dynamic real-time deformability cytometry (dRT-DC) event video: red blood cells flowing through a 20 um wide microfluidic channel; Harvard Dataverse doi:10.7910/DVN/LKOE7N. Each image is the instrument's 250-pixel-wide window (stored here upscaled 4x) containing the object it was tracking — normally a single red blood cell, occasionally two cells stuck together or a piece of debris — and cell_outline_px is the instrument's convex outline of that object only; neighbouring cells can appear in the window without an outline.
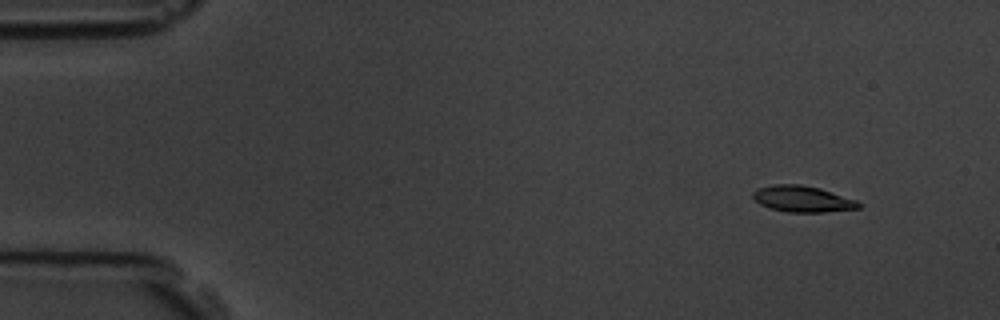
{"species": "common noctule bat (a hibernating species)", "species_latin": "Nyctalus noctula", "temperature_condition": "room temperature", "stored_images_in_passage": 6, "camera_frame_rate_fps": 3000, "um_per_image_px": 0.085, "animal": {"sex": "male", "body_mass_g": 19.5, "forearm_length_mm": 54.6}, "frame": {"image": 1, "passage_image": 2, "time_ms": 1.0, "image_size_px": [1000, 320], "cell_outline_px": [[864, 204], [860, 208], [824, 212], [788, 212], [772, 208], [760, 204], [752, 196], [752, 192], [756, 188], [776, 184], [800, 184], [820, 188], [856, 200]], "centroid_in_image_um": [68.23, 16.9], "position_along_channel_um": 16.8, "area_um2": 16.13}}
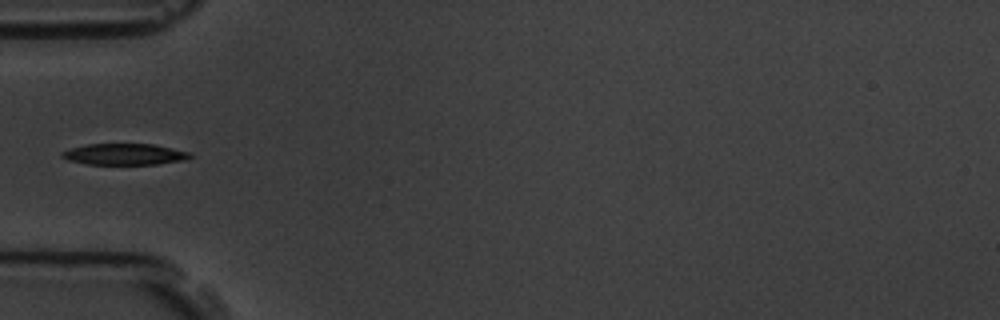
{"frame": {"image": 2, "passage_image": 5, "time_ms": 5.333, "image_size_px": [1000, 320], "cell_outline_px": [[192, 156], [188, 160], [156, 164], [88, 164], [68, 160], [60, 156], [60, 152], [72, 148], [88, 144], [152, 144], [188, 152]], "centroid_in_image_um": [10.57, 13.11], "position_along_channel_um": 74.4, "area_um2": 15.72}}
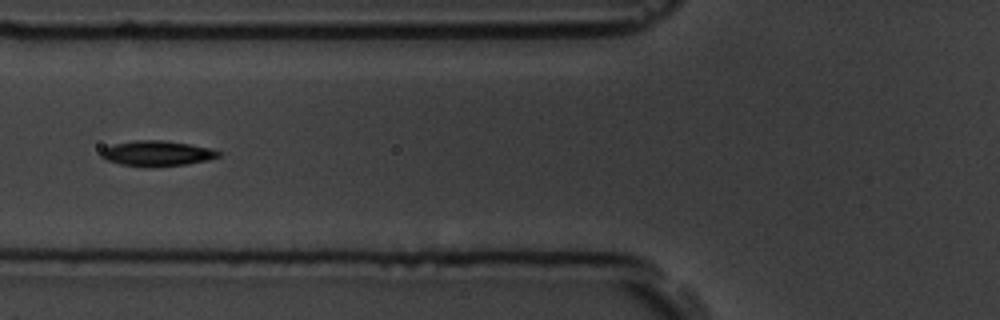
{"frame": {"image": 3, "passage_image": 6, "time_ms": 6.333, "image_size_px": [1000, 320], "cell_outline_px": [[224, 152], [220, 156], [208, 160], [188, 164], [144, 168], [120, 164], [108, 160], [100, 156], [100, 152], [104, 148], [116, 144], [136, 140], [160, 140], [188, 144], [212, 148]], "centroid_in_image_um": [13.39, 13.06], "position_along_channel_um": 112.4, "area_um2": 17.46}}